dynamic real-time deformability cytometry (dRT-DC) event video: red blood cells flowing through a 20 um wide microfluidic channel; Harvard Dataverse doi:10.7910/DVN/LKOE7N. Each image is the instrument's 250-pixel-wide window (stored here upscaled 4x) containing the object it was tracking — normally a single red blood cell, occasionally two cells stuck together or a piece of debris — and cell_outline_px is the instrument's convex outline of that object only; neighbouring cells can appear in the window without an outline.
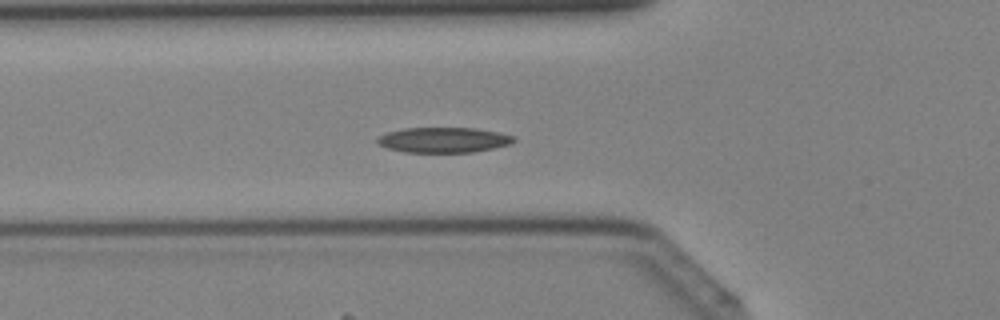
{"species": "Egyptian fruit bat (a non-hibernating species)", "species_latin": "Rousettus aegyptiacus", "temperature_condition": "cold", "stored_images_in_passage": 29, "camera_frame_rate_fps": 3000, "um_per_image_px": 0.085, "animal": {"sex": "female"}, "frame": {"image": 1, "passage_image": 2, "time_ms": 0.333, "image_size_px": [1000, 320], "cell_outline_px": [[516, 140], [512, 144], [472, 152], [404, 152], [388, 148], [376, 144], [376, 140], [380, 136], [388, 132], [404, 128], [476, 128], [500, 132], [512, 136]], "centroid_in_image_um": [37.7, 11.89], "position_along_channel_um": 88.1, "area_um2": 20.06}}
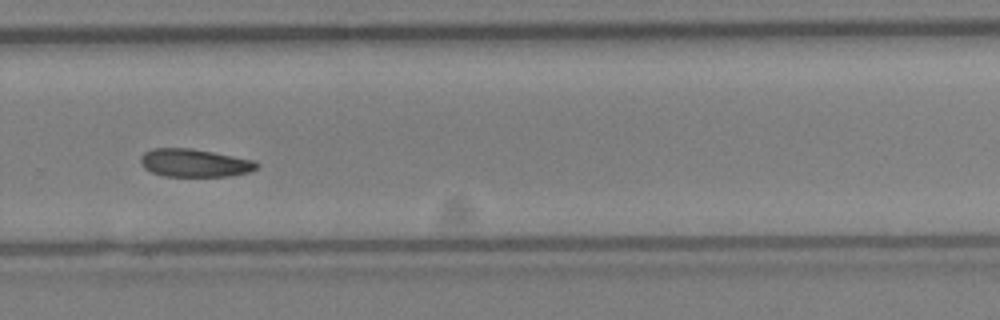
{"frame": {"image": 2, "passage_image": 16, "time_ms": 5.0, "image_size_px": [1000, 320], "cell_outline_px": [[260, 164], [252, 172], [228, 176], [164, 176], [152, 172], [144, 168], [140, 160], [140, 156], [144, 152], [152, 148], [192, 148], [256, 160]], "centroid_in_image_um": [16.56, 13.84], "position_along_channel_um": 313.2, "area_um2": 19.13}}
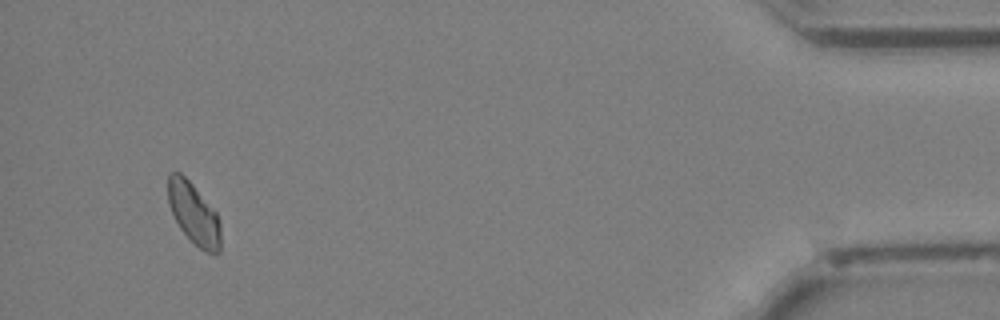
{"frame": {"image": 3, "passage_image": 27, "time_ms": 8.667, "image_size_px": [1000, 320], "cell_outline_px": [[220, 252], [204, 252], [180, 228], [168, 204], [168, 176], [172, 172], [180, 172], [192, 184], [216, 212], [220, 220]], "centroid_in_image_um": [16.47, 18.14], "position_along_channel_um": 418.7, "area_um2": 18.5}}